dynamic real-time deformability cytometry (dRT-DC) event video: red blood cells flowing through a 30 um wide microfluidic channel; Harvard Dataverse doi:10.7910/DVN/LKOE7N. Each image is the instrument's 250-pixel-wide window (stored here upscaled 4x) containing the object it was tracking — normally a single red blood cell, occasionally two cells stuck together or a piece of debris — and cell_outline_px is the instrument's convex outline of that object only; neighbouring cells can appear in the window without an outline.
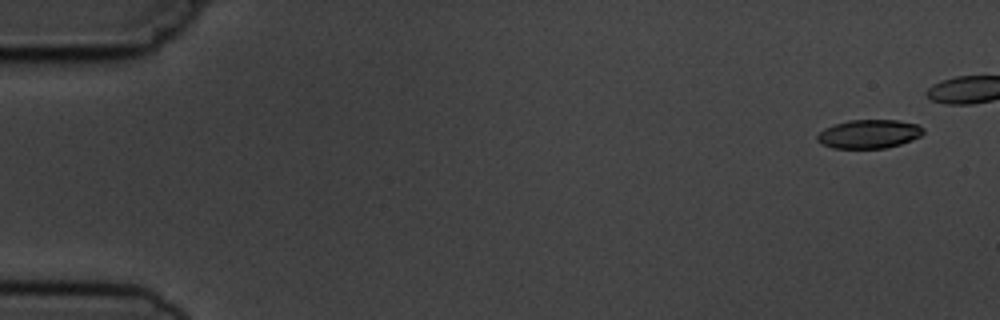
{"species": "common noctule bat (a hibernating species)", "species_latin": "Nyctalus noctula", "temperature_condition": "cold", "stored_images_in_passage": 9, "camera_frame_rate_fps": 3000, "um_per_image_px": 0.085, "animal": {"sex": "male", "body_mass_g": 19.5, "forearm_length_mm": 54.6}, "frame": {"image": 1, "passage_image": 1, "time_ms": 0.0, "image_size_px": [1000, 320], "cell_outline_px": [[924, 132], [920, 136], [912, 140], [900, 144], [884, 148], [832, 148], [820, 144], [816, 140], [816, 136], [824, 128], [848, 120], [900, 120], [920, 124], [924, 128]], "centroid_in_image_um": [73.88, 11.38], "position_along_channel_um": 11.1, "area_um2": 17.92}}
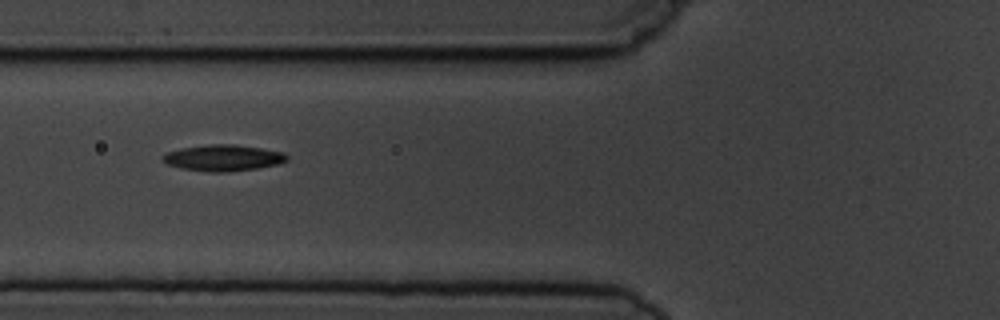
{"frame": {"image": 2, "passage_image": 7, "time_ms": 7.667, "image_size_px": [1000, 320], "cell_outline_px": [[288, 160], [280, 164], [256, 168], [224, 172], [212, 172], [180, 168], [164, 164], [160, 160], [160, 156], [164, 152], [180, 148], [208, 144], [236, 144], [284, 152], [288, 156]], "centroid_in_image_um": [18.9, 13.41], "position_along_channel_um": 106.9, "area_um2": 19.31}}
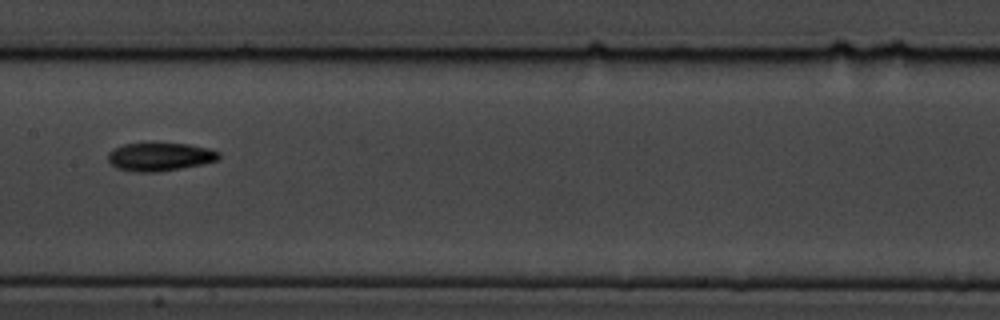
{"frame": {"image": 3, "passage_image": 9, "time_ms": 10.0, "image_size_px": [1000, 320], "cell_outline_px": [[220, 156], [216, 160], [204, 164], [156, 172], [136, 172], [116, 168], [108, 160], [108, 152], [112, 148], [124, 144], [188, 144], [208, 148], [220, 152]], "centroid_in_image_um": [13.57, 13.33], "position_along_channel_um": 193.8, "area_um2": 18.09}}